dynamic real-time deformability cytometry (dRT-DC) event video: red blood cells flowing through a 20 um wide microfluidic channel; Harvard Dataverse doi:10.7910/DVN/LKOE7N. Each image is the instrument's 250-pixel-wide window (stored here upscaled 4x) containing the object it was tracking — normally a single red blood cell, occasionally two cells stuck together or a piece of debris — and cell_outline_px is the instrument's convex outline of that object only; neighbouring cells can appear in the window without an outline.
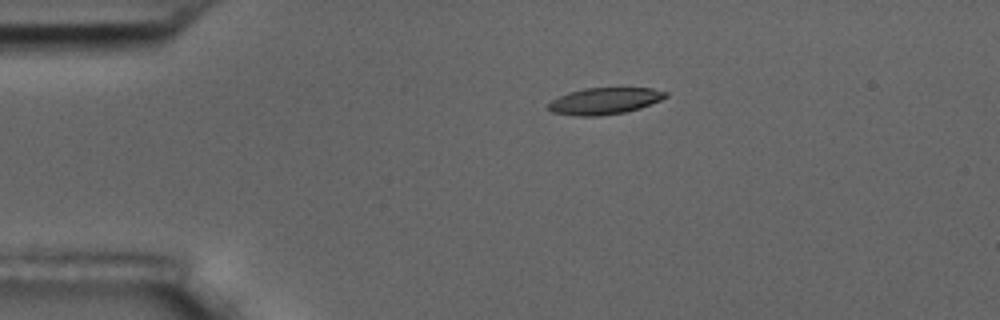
{"species": "common noctule bat (a hibernating species)", "species_latin": "Nyctalus noctula", "temperature_condition": "room temperature", "stored_images_in_passage": 9, "camera_frame_rate_fps": 3000, "um_per_image_px": 0.085, "animal": {"sex": "male", "body_mass_g": 17.5, "forearm_length_mm": 52.3}, "frame": {"image": 1, "passage_image": 4, "time_ms": 3.333, "image_size_px": [1000, 320], "cell_outline_px": [[668, 96], [660, 100], [640, 108], [624, 112], [600, 116], [576, 116], [552, 112], [548, 108], [548, 104], [552, 100], [568, 92], [584, 88], [652, 88], [668, 92]], "centroid_in_image_um": [51.39, 8.58], "position_along_channel_um": 33.6, "area_um2": 18.15}}
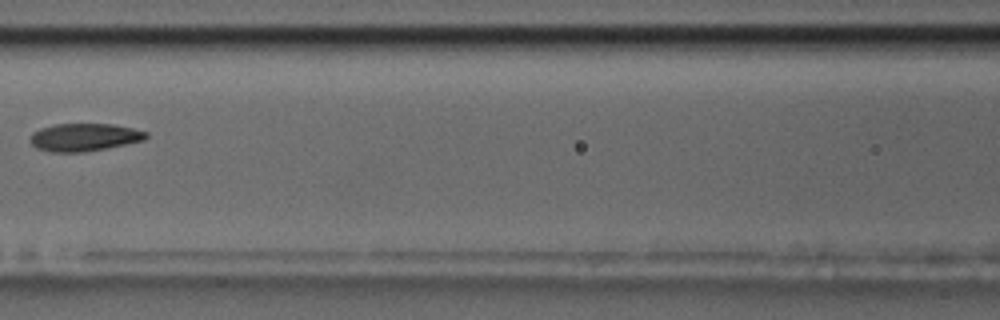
{"frame": {"image": 2, "passage_image": 8, "time_ms": 8.0, "image_size_px": [1000, 320], "cell_outline_px": [[148, 136], [144, 140], [104, 148], [80, 152], [52, 152], [36, 148], [28, 140], [32, 132], [40, 128], [52, 124], [112, 124], [132, 128], [148, 132]], "centroid_in_image_um": [7.11, 11.65], "position_along_channel_um": 159.5, "area_um2": 18.67}}
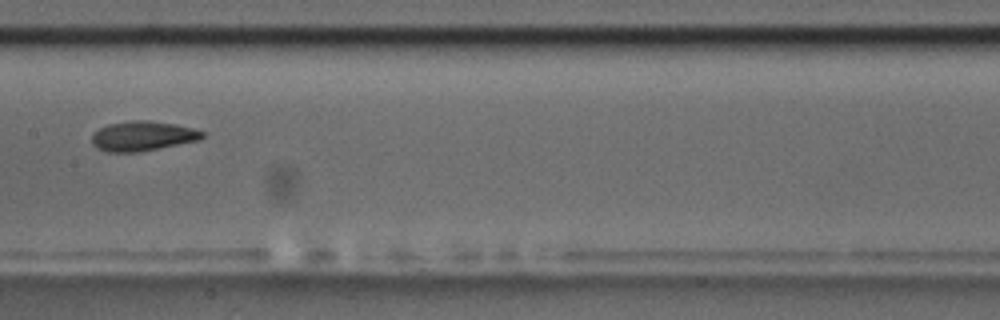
{"frame": {"image": 3, "passage_image": 9, "time_ms": 9.0, "image_size_px": [1000, 320], "cell_outline_px": [[204, 136], [200, 140], [136, 152], [108, 152], [96, 148], [92, 144], [92, 132], [108, 124], [132, 120], [148, 120], [176, 124], [192, 128], [204, 132]], "centroid_in_image_um": [12.09, 11.55], "position_along_channel_um": 195.3, "area_um2": 19.13}}